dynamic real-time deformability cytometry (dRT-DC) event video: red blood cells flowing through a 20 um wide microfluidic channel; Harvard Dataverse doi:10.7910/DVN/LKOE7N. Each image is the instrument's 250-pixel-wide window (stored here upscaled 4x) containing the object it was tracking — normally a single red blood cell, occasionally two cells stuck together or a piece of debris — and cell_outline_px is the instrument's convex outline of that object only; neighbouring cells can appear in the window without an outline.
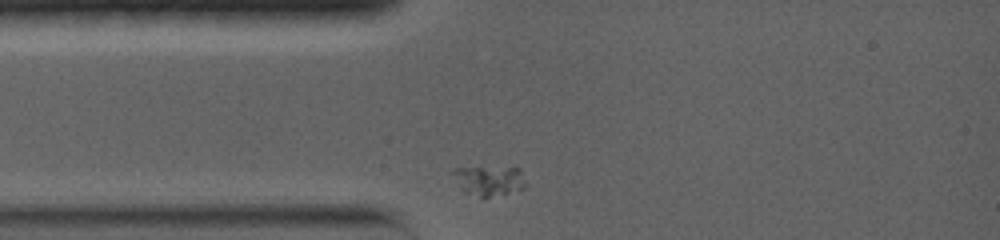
{"species": "common noctule bat (a hibernating species)", "species_latin": "Nyctalus noctula", "temperature_condition": "warm", "stored_images_in_passage": 39, "camera_frame_rate_fps": 5000, "um_per_image_px": 0.085, "animal": {"sex": "female", "body_mass_g": 19.0, "forearm_length_mm": 56.7}, "frame": {"image": 1, "passage_image": 1, "time_ms": 0.0, "image_size_px": [1000, 240], "cell_outline_px": [[524, 188], [508, 192], [488, 196], [480, 196], [464, 192], [452, 172], [452, 168], [520, 168], [524, 184]], "centroid_in_image_um": [41.56, 15.33], "position_along_channel_um": 43.4, "area_um2": 11.91}}
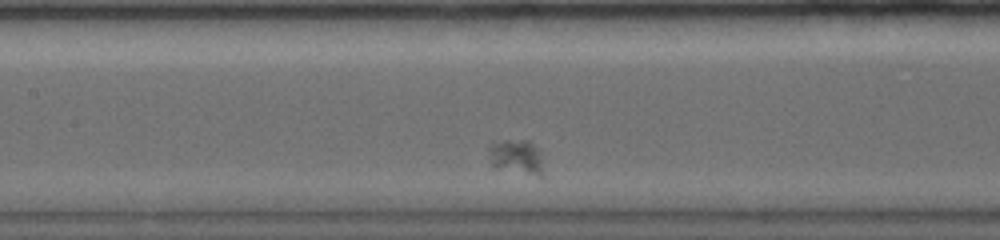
{"frame": {"image": 2, "passage_image": 16, "time_ms": 3.0, "image_size_px": [1000, 240], "cell_outline_px": [[544, 176], [540, 176], [492, 168], [488, 148], [492, 140], [532, 140], [540, 148]], "centroid_in_image_um": [43.9, 13.31], "position_along_channel_um": 163.5, "area_um2": 11.68}}
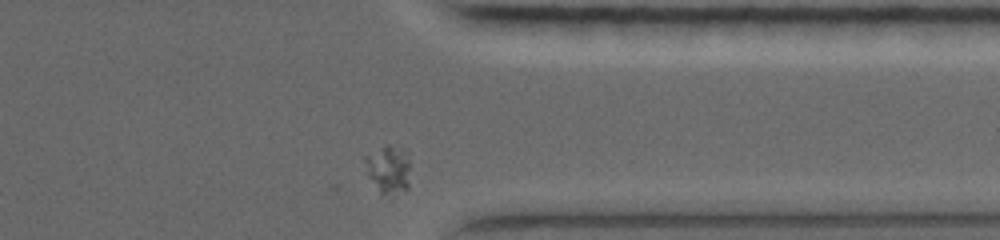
{"frame": {"image": 3, "passage_image": 39, "time_ms": 7.6, "image_size_px": [1000, 240], "cell_outline_px": [[408, 188], [392, 200], [380, 192], [368, 172], [364, 160], [364, 156], [384, 144], [388, 144], [408, 152]], "centroid_in_image_um": [33.03, 14.43], "position_along_channel_um": 378.4, "area_um2": 12.77}}